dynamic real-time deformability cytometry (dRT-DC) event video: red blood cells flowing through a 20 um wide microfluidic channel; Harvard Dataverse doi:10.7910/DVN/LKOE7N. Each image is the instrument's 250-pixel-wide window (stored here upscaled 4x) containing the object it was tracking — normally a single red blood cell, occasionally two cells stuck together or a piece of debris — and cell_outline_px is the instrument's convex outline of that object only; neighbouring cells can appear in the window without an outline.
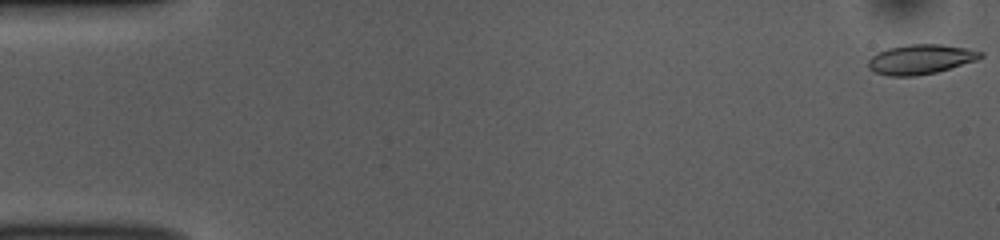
{"species": "common noctule bat (a hibernating species)", "species_latin": "Nyctalus noctula", "temperature_condition": "room temperature", "stored_images_in_passage": 52, "camera_frame_rate_fps": 3000, "um_per_image_px": 0.085, "animal": {"sex": "female", "body_mass_g": 10.0, "forearm_length_mm": 53.1}, "frame": {"image": 1, "passage_image": 1, "time_ms": 0.0, "image_size_px": [1000, 240], "cell_outline_px": [[984, 56], [976, 60], [936, 72], [916, 76], [888, 76], [876, 72], [868, 68], [868, 60], [872, 56], [888, 48], [908, 44], [940, 44], [964, 48], [984, 52]], "centroid_in_image_um": [78.24, 5.04], "position_along_channel_um": 6.8, "area_um2": 19.25}}
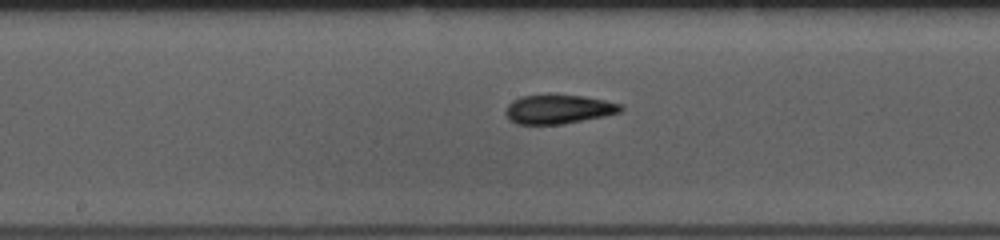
{"frame": {"image": 2, "passage_image": 27, "time_ms": 8.667, "image_size_px": [1000, 240], "cell_outline_px": [[624, 108], [620, 112], [604, 116], [564, 124], [516, 124], [508, 120], [504, 112], [508, 104], [512, 100], [520, 96], [548, 92], [584, 96], [624, 104]], "centroid_in_image_um": [47.43, 9.25], "position_along_channel_um": 200.8, "area_um2": 20.35}}
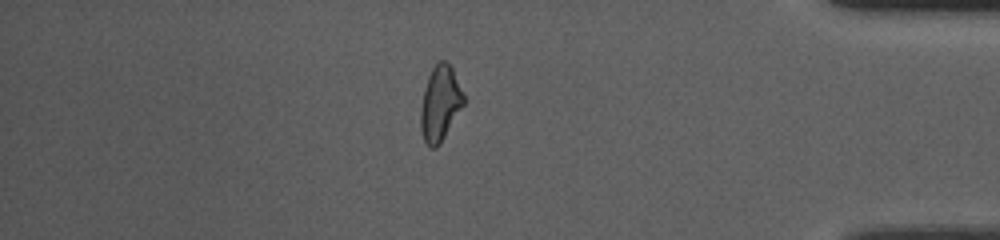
{"frame": {"image": 3, "passage_image": 45, "time_ms": 14.667, "image_size_px": [1000, 240], "cell_outline_px": [[464, 104], [440, 144], [436, 148], [428, 148], [420, 132], [420, 108], [424, 88], [428, 76], [436, 60], [444, 60], [452, 68], [464, 96]], "centroid_in_image_um": [37.38, 8.81], "position_along_channel_um": 397.8, "area_um2": 18.96}, "authors_computed_cell_mechanics": {"area_um2": 19.1607, "velocity_mm_per_s": 3.8483, "shape_relaxation_time_tau1_ms": 7.6426, "shape_relaxation_time_tau2_ms": 3.1671, "deformation_change_tau1": 0.2123, "deformation_change_tau2": 0.1062}}